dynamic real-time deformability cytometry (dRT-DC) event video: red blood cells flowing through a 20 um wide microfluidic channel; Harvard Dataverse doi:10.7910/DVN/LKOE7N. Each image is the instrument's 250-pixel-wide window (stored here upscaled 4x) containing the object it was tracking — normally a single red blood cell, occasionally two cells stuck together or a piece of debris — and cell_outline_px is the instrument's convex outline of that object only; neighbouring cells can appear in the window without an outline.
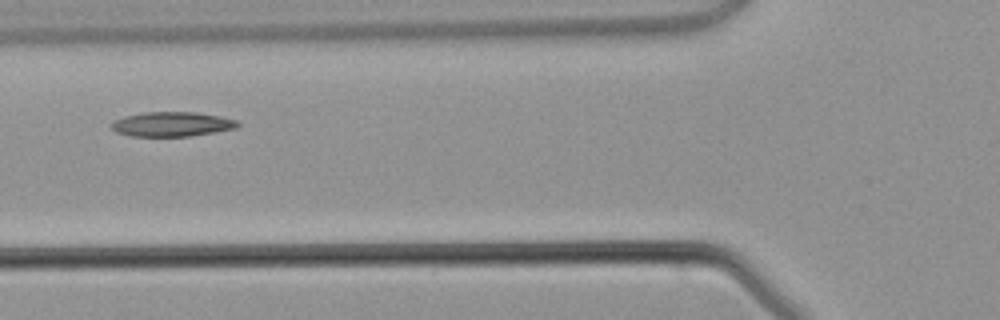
{"species": "common noctule bat (a hibernating species)", "species_latin": "Nyctalus noctula", "temperature_condition": "warm", "stored_images_in_passage": 3, "camera_frame_rate_fps": 3000, "um_per_image_px": 0.085, "animal": {"sex": "male", "body_mass_g": 21.5, "forearm_length_mm": 52.0}, "frame": {"image": 1, "passage_image": 3, "time_ms": 2.333, "image_size_px": [1000, 320], "cell_outline_px": [[240, 124], [236, 128], [188, 136], [132, 136], [116, 132], [108, 124], [124, 116], [144, 112], [196, 112], [220, 116], [236, 120]], "centroid_in_image_um": [14.58, 10.55], "position_along_channel_um": 111.2, "area_um2": 17.98}}